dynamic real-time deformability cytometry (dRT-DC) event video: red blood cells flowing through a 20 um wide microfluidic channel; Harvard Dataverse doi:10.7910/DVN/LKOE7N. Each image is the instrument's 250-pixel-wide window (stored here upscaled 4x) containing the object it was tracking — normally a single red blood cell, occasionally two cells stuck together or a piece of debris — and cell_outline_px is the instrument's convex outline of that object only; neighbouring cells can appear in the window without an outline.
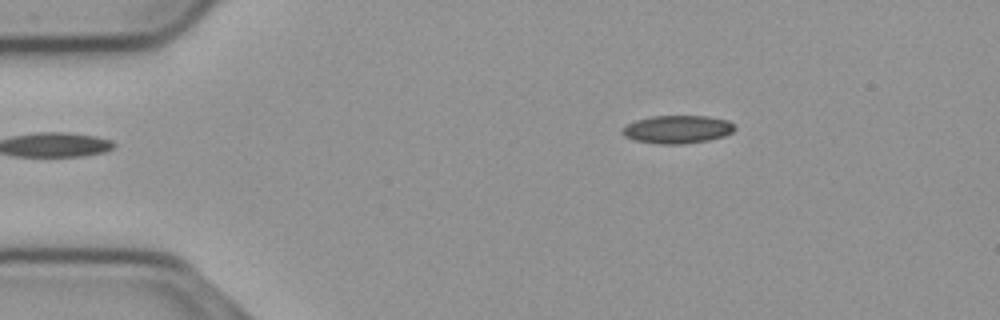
{"species": "common noctule bat (a hibernating species)", "species_latin": "Nyctalus noctula", "temperature_condition": "cold", "stored_images_in_passage": 47, "camera_frame_rate_fps": 3000, "um_per_image_px": 0.085, "animal": {"sex": "male", "body_mass_g": 23.1, "forearm_length_mm": 52.7}, "frame": {"image": 1, "passage_image": 1, "time_ms": 0.0, "image_size_px": [1000, 320], "cell_outline_px": [[736, 128], [732, 132], [724, 136], [708, 140], [684, 144], [656, 144], [636, 140], [624, 136], [620, 132], [628, 124], [636, 120], [652, 116], [708, 116], [728, 120], [736, 124]], "centroid_in_image_um": [57.61, 10.99], "position_along_channel_um": 27.4, "area_um2": 18.44}}
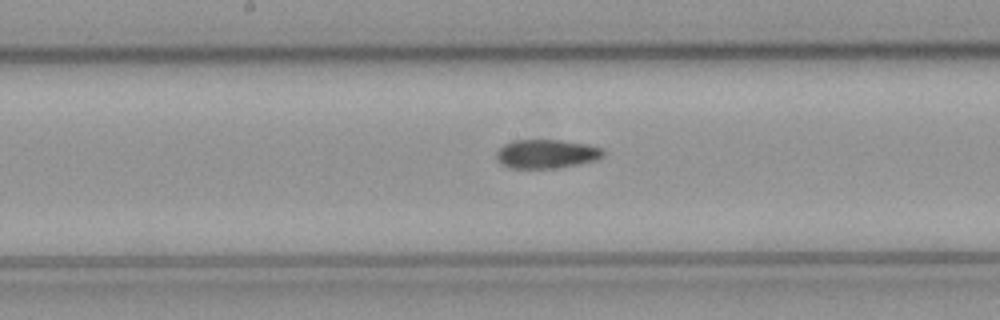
{"frame": {"image": 2, "passage_image": 20, "time_ms": 6.333, "image_size_px": [1000, 320], "cell_outline_px": [[604, 156], [596, 160], [576, 164], [552, 168], [512, 168], [504, 164], [496, 156], [496, 152], [504, 144], [512, 140], [560, 140], [588, 144], [604, 148]], "centroid_in_image_um": [46.49, 13.06], "position_along_channel_um": 201.7, "area_um2": 17.8}}
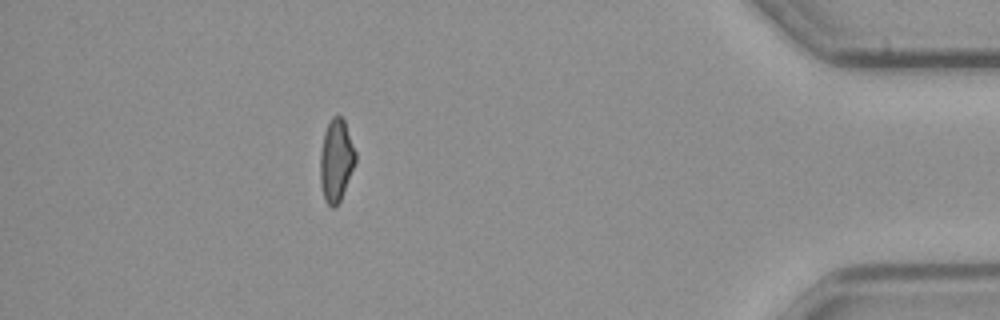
{"frame": {"image": 3, "passage_image": 41, "time_ms": 13.333, "image_size_px": [1000, 320], "cell_outline_px": [[356, 164], [340, 200], [332, 208], [324, 200], [320, 184], [320, 152], [324, 132], [332, 116], [340, 116], [344, 120], [356, 152]], "centroid_in_image_um": [28.57, 13.64], "position_along_channel_um": 406.6, "area_um2": 16.99}, "authors_computed_cell_mechanics": {"area_um2": 17.8024, "velocity_mm_per_s": 3.6978, "shape_relaxation_time_tau1_ms": null, "shape_relaxation_time_tau2_ms": 4.872, "deformation_change_tau1": null, "deformation_change_tau2": 0.1187}}